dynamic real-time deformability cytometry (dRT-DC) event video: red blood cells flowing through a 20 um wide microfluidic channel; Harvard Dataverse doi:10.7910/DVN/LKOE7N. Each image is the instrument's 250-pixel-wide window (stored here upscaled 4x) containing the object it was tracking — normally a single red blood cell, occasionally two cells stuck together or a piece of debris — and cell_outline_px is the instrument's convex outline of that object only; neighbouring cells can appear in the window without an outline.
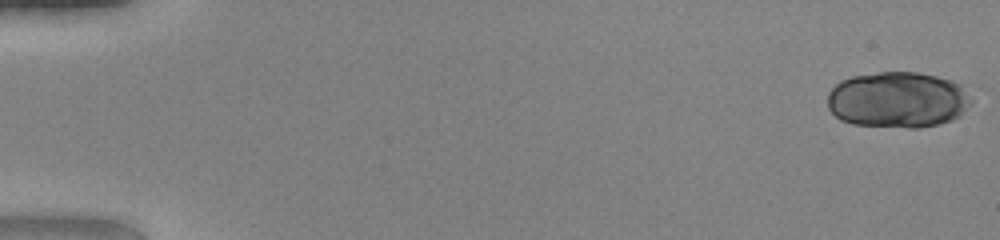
{"species": "human", "species_latin": "Homo sapiens", "temperature_condition": "warm", "stored_images_in_passage": 49, "camera_frame_rate_fps": 3000, "um_per_image_px": 0.085, "donor": {"sex": "female"}, "frame": {"image": 1, "passage_image": 1, "time_ms": 0.0, "image_size_px": [1000, 240], "cell_outline_px": [[972, 104], [960, 116], [952, 120], [940, 124], [920, 128], [908, 128], [852, 124], [840, 120], [828, 108], [828, 92], [840, 80], [852, 76], [876, 72], [916, 72], [936, 76], [952, 80], [960, 84], [972, 100]], "centroid_in_image_um": [76.32, 8.49], "position_along_channel_um": 8.7, "area_um2": 47.4}}
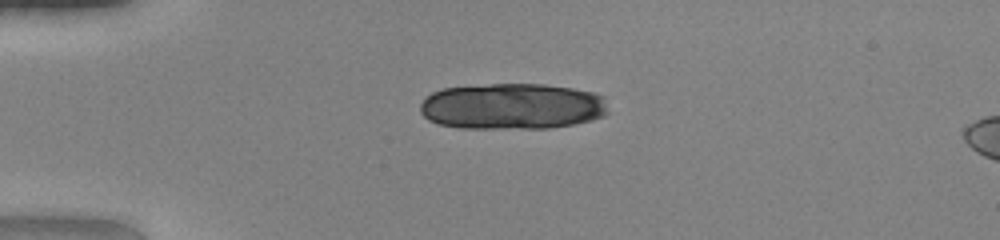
{"frame": {"image": 2, "passage_image": 13, "time_ms": 4.0, "image_size_px": [1000, 240], "cell_outline_px": [[608, 112], [604, 116], [592, 120], [572, 124], [548, 128], [460, 128], [436, 124], [428, 120], [420, 112], [420, 104], [432, 92], [444, 88], [488, 84], [544, 84], [572, 88], [592, 92], [604, 96]], "centroid_in_image_um": [43.53, 9.04], "position_along_channel_um": 41.5, "area_um2": 50.81}}
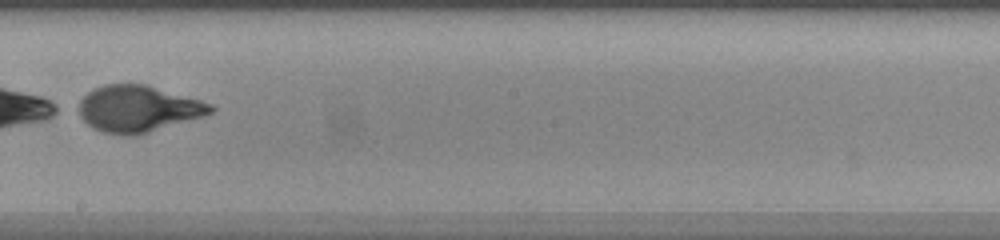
{"frame": {"image": 3, "passage_image": 30, "time_ms": 9.667, "image_size_px": [1000, 240], "cell_outline_px": [[216, 108], [212, 112], [204, 116], [136, 136], [128, 136], [104, 132], [92, 128], [80, 116], [80, 100], [92, 88], [104, 84], [144, 84], [200, 100], [212, 104]], "centroid_in_image_um": [11.74, 9.25], "position_along_channel_um": 236.5, "area_um2": 35.6}}